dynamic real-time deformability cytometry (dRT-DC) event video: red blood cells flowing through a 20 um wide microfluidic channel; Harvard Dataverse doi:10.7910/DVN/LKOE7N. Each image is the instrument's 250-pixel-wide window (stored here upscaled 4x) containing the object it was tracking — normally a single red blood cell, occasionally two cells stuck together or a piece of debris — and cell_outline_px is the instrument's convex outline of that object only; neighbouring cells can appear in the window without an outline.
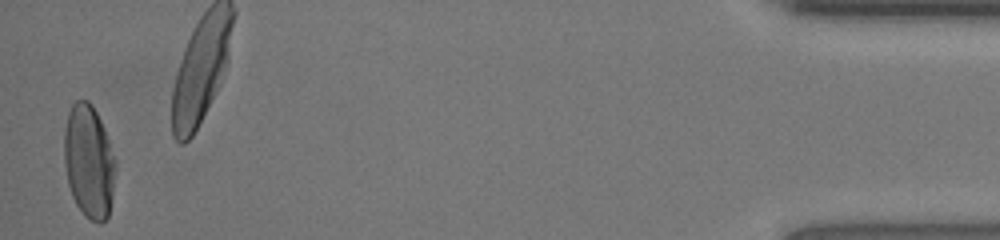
{"species": "human", "species_latin": "Homo sapiens", "temperature_condition": "room temperature", "stored_images_in_passage": 40, "camera_frame_rate_fps": 3000, "um_per_image_px": 0.085, "donor": {"sex": "female"}, "frame": {"image": 1, "passage_image": 40, "time_ms": 13.0, "image_size_px": [1000, 240], "cell_outline_px": [[116, 164], [112, 196], [108, 216], [100, 224], [84, 216], [76, 204], [72, 196], [68, 184], [64, 164], [64, 128], [68, 112], [72, 104], [76, 100], [88, 100], [92, 104], [104, 128]], "centroid_in_image_um": [7.53, 13.72], "position_along_channel_um": 427.7, "area_um2": 33.87}, "authors_computed_cell_mechanics": {"area_um2": 33.5818, "velocity_mm_per_s": 4.2813, "shape_relaxation_time_tau1_ms": 3.9464, "shape_relaxation_time_tau2_ms": null, "deformation_change_tau1": 0.1858, "deformation_change_tau2": null}}